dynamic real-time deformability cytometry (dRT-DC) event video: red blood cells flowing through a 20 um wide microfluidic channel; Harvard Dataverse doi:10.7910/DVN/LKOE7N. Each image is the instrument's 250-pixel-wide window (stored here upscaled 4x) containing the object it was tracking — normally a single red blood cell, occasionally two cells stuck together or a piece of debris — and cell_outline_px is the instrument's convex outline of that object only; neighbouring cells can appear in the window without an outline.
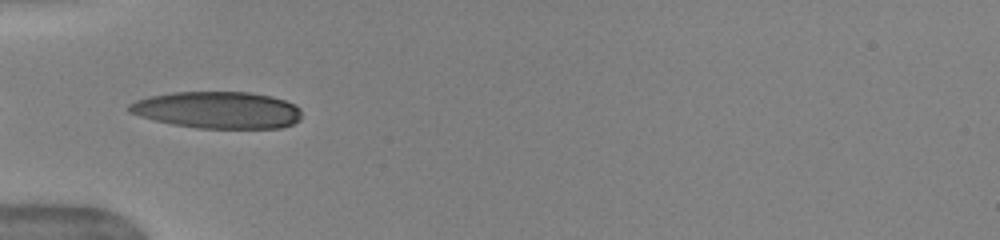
{"species": "human", "species_latin": "Homo sapiens", "temperature_condition": "warm", "stored_images_in_passage": 22, "camera_frame_rate_fps": 3000, "um_per_image_px": 0.085, "donor": {"sex": "female"}, "frame": {"image": 1, "passage_image": 1, "time_ms": 0.0, "image_size_px": [1000, 240], "cell_outline_px": [[300, 120], [292, 124], [280, 128], [196, 128], [172, 124], [140, 116], [128, 112], [128, 104], [136, 100], [152, 96], [172, 92], [248, 92], [272, 96], [296, 104], [300, 108]], "centroid_in_image_um": [18.51, 9.35], "position_along_channel_um": 66.5, "area_um2": 37.11}}